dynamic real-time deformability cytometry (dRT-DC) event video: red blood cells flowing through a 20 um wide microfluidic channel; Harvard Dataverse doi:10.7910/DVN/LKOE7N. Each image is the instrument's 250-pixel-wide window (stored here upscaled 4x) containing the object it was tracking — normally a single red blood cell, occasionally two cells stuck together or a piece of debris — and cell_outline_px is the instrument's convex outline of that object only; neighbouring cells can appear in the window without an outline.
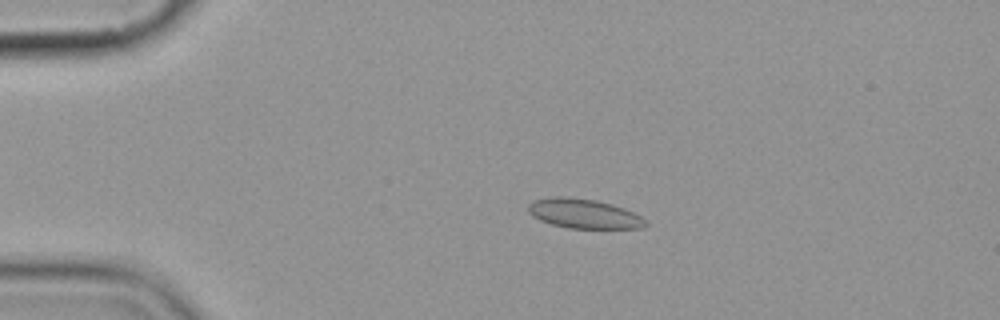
{"species": "common noctule bat (a hibernating species)", "species_latin": "Nyctalus noctula", "temperature_condition": "cold", "stored_images_in_passage": 5, "camera_frame_rate_fps": 3000, "um_per_image_px": 0.085, "animal": {"sex": "female", "body_mass_g": 19.9}, "frame": {"image": 1, "passage_image": 4, "time_ms": 3.667, "image_size_px": [1000, 320], "cell_outline_px": [[648, 224], [640, 228], [568, 228], [552, 224], [540, 220], [532, 216], [528, 212], [528, 204], [532, 200], [556, 196], [568, 196], [596, 200], [612, 204], [624, 208], [648, 220]], "centroid_in_image_um": [49.61, 18.15], "position_along_channel_um": 35.4, "area_um2": 20.29}}